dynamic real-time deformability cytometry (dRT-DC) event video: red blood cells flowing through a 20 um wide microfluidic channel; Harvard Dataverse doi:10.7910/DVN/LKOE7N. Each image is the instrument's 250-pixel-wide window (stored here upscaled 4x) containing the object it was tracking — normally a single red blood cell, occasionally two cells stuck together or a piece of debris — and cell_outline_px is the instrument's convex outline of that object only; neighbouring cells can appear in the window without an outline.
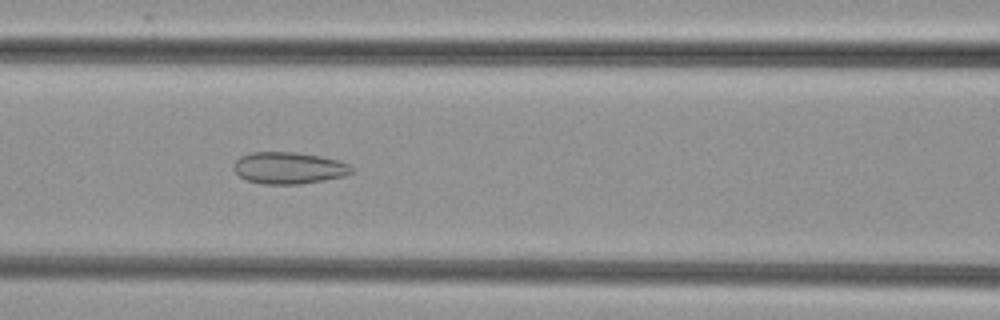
{"species": "common noctule bat (a hibernating species)", "species_latin": "Nyctalus noctula", "temperature_condition": "cold", "stored_images_in_passage": 51, "camera_frame_rate_fps": 3000, "um_per_image_px": 0.085, "animal": {"sex": "female", "body_mass_g": 29.2, "forearm_length_mm": 56.3}, "frame": {"image": 1, "passage_image": 22, "time_ms": 7.0, "image_size_px": [1000, 320], "cell_outline_px": [[352, 172], [344, 176], [324, 180], [300, 184], [264, 184], [248, 180], [240, 176], [232, 168], [236, 160], [240, 156], [252, 152], [296, 152], [320, 156], [336, 160], [348, 164], [352, 168]], "centroid_in_image_um": [24.53, 14.27], "position_along_channel_um": 142.1, "area_um2": 21.68}}
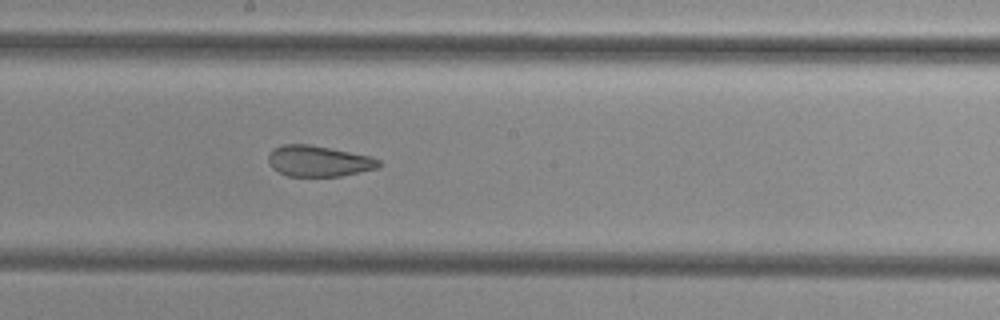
{"frame": {"image": 2, "passage_image": 28, "time_ms": 9.0, "image_size_px": [1000, 320], "cell_outline_px": [[380, 164], [376, 168], [340, 176], [288, 176], [272, 168], [268, 160], [268, 156], [276, 148], [284, 144], [308, 144], [368, 156], [380, 160]], "centroid_in_image_um": [27.05, 13.7], "position_along_channel_um": 221.1, "area_um2": 19.36}}
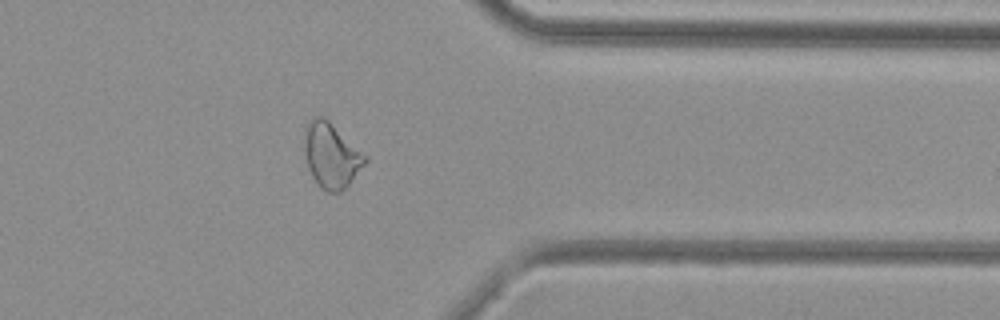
{"frame": {"image": 3, "passage_image": 41, "time_ms": 13.333, "image_size_px": [1000, 320], "cell_outline_px": [[368, 160], [352, 180], [340, 192], [324, 192], [320, 188], [312, 176], [308, 168], [304, 136], [304, 132], [312, 116], [320, 116], [328, 120], [368, 156]], "centroid_in_image_um": [28.17, 13.22], "position_along_channel_um": 383.2, "area_um2": 22.77}}